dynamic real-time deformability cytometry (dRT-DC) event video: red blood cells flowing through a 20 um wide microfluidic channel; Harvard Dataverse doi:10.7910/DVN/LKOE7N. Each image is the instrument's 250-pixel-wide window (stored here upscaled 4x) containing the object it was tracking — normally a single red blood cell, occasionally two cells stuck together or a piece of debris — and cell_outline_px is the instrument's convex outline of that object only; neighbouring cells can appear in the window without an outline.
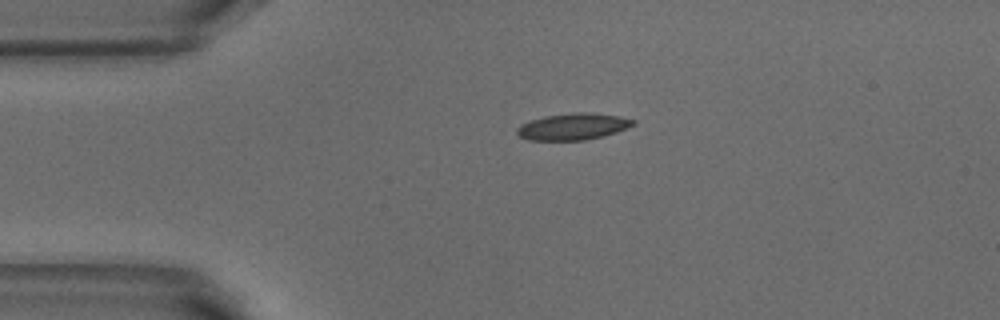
{"species": "common noctule bat (a hibernating species)", "species_latin": "Nyctalus noctula", "temperature_condition": "warm", "stored_images_in_passage": 36, "camera_frame_rate_fps": 3000, "um_per_image_px": 0.085, "animal": {"sex": "male", "body_mass_g": 18.8}, "frame": {"image": 1, "passage_image": 1, "time_ms": 0.0, "image_size_px": [1000, 320], "cell_outline_px": [[636, 124], [616, 132], [584, 140], [528, 140], [520, 136], [516, 132], [516, 128], [520, 124], [544, 116], [576, 112], [584, 112], [620, 116], [636, 120]], "centroid_in_image_um": [48.7, 10.75], "position_along_channel_um": 36.3, "area_um2": 17.86}}
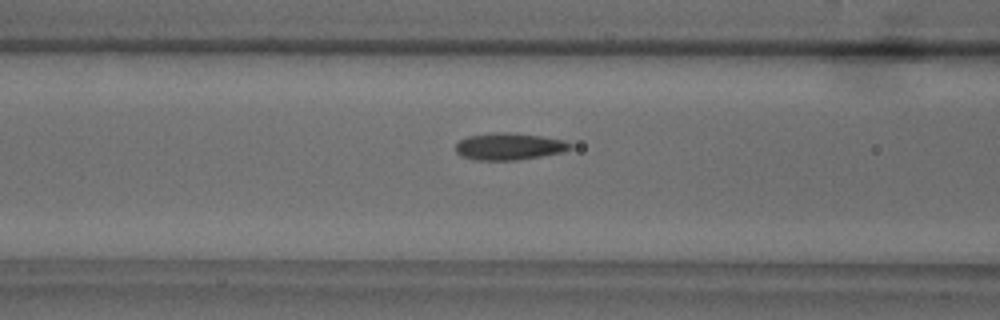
{"frame": {"image": 2, "passage_image": 10, "time_ms": 3.0, "image_size_px": [1000, 320], "cell_outline_px": [[572, 148], [560, 152], [540, 156], [516, 160], [476, 160], [464, 156], [456, 152], [456, 144], [460, 140], [468, 136], [496, 132], [508, 132], [540, 136], [564, 140], [572, 144]], "centroid_in_image_um": [43.27, 12.44], "position_along_channel_um": 123.3, "area_um2": 17.74}}
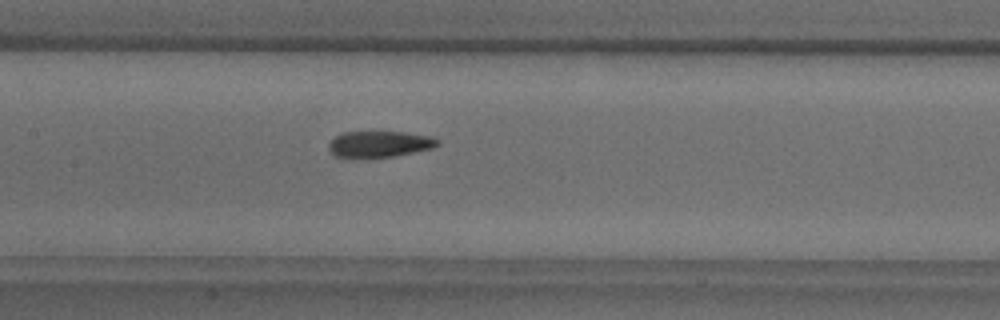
{"frame": {"image": 3, "passage_image": 14, "time_ms": 4.333, "image_size_px": [1000, 320], "cell_outline_px": [[440, 144], [432, 148], [392, 156], [356, 160], [336, 156], [328, 148], [328, 144], [340, 132], [408, 132], [432, 136], [440, 140]], "centroid_in_image_um": [32.23, 12.26], "position_along_channel_um": 175.2, "area_um2": 17.05}, "authors_computed_cell_mechanics": {"area_um2": 17.34, "velocity_mm_per_s": 3.8779, "shape_relaxation_time_tau1_ms": 6.1828, "shape_relaxation_time_tau2_ms": 2.1077, "deformation_change_tau1": 0.1747, "deformation_change_tau2": 0.0978}}